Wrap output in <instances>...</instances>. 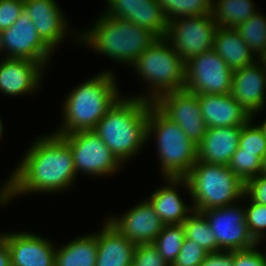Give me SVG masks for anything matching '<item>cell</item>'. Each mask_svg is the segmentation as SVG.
<instances>
[{"instance_id": "5", "label": "cell", "mask_w": 266, "mask_h": 266, "mask_svg": "<svg viewBox=\"0 0 266 266\" xmlns=\"http://www.w3.org/2000/svg\"><path fill=\"white\" fill-rule=\"evenodd\" d=\"M183 186L198 212L235 204L245 192V183L227 165L198 160L184 177Z\"/></svg>"}, {"instance_id": "43", "label": "cell", "mask_w": 266, "mask_h": 266, "mask_svg": "<svg viewBox=\"0 0 266 266\" xmlns=\"http://www.w3.org/2000/svg\"><path fill=\"white\" fill-rule=\"evenodd\" d=\"M259 126L263 129V131L266 135V119Z\"/></svg>"}, {"instance_id": "20", "label": "cell", "mask_w": 266, "mask_h": 266, "mask_svg": "<svg viewBox=\"0 0 266 266\" xmlns=\"http://www.w3.org/2000/svg\"><path fill=\"white\" fill-rule=\"evenodd\" d=\"M207 128L243 126L252 116L229 94L198 95Z\"/></svg>"}, {"instance_id": "3", "label": "cell", "mask_w": 266, "mask_h": 266, "mask_svg": "<svg viewBox=\"0 0 266 266\" xmlns=\"http://www.w3.org/2000/svg\"><path fill=\"white\" fill-rule=\"evenodd\" d=\"M117 85L112 72L102 71L72 89L63 104V124L55 134L93 130L121 97Z\"/></svg>"}, {"instance_id": "9", "label": "cell", "mask_w": 266, "mask_h": 266, "mask_svg": "<svg viewBox=\"0 0 266 266\" xmlns=\"http://www.w3.org/2000/svg\"><path fill=\"white\" fill-rule=\"evenodd\" d=\"M217 28L211 14L180 17L168 21L165 38L186 63L194 56L213 49Z\"/></svg>"}, {"instance_id": "15", "label": "cell", "mask_w": 266, "mask_h": 266, "mask_svg": "<svg viewBox=\"0 0 266 266\" xmlns=\"http://www.w3.org/2000/svg\"><path fill=\"white\" fill-rule=\"evenodd\" d=\"M108 9L104 14L125 19L146 28L158 38L167 33L168 20L158 0H105ZM110 8V9H109Z\"/></svg>"}, {"instance_id": "17", "label": "cell", "mask_w": 266, "mask_h": 266, "mask_svg": "<svg viewBox=\"0 0 266 266\" xmlns=\"http://www.w3.org/2000/svg\"><path fill=\"white\" fill-rule=\"evenodd\" d=\"M10 233V234H9ZM2 233L7 242L12 266H55V245L29 232Z\"/></svg>"}, {"instance_id": "29", "label": "cell", "mask_w": 266, "mask_h": 266, "mask_svg": "<svg viewBox=\"0 0 266 266\" xmlns=\"http://www.w3.org/2000/svg\"><path fill=\"white\" fill-rule=\"evenodd\" d=\"M185 239V229L182 224L164 225L152 243L162 259L171 266L178 256Z\"/></svg>"}, {"instance_id": "30", "label": "cell", "mask_w": 266, "mask_h": 266, "mask_svg": "<svg viewBox=\"0 0 266 266\" xmlns=\"http://www.w3.org/2000/svg\"><path fill=\"white\" fill-rule=\"evenodd\" d=\"M168 21L211 14L212 0H158Z\"/></svg>"}, {"instance_id": "10", "label": "cell", "mask_w": 266, "mask_h": 266, "mask_svg": "<svg viewBox=\"0 0 266 266\" xmlns=\"http://www.w3.org/2000/svg\"><path fill=\"white\" fill-rule=\"evenodd\" d=\"M185 65V90L197 95L231 93L233 70L213 49L194 56Z\"/></svg>"}, {"instance_id": "7", "label": "cell", "mask_w": 266, "mask_h": 266, "mask_svg": "<svg viewBox=\"0 0 266 266\" xmlns=\"http://www.w3.org/2000/svg\"><path fill=\"white\" fill-rule=\"evenodd\" d=\"M131 66L151 87L148 96L139 98L154 102L164 93L185 87V62L165 37L157 38Z\"/></svg>"}, {"instance_id": "44", "label": "cell", "mask_w": 266, "mask_h": 266, "mask_svg": "<svg viewBox=\"0 0 266 266\" xmlns=\"http://www.w3.org/2000/svg\"><path fill=\"white\" fill-rule=\"evenodd\" d=\"M3 124H2V121H1V117H0V139L2 137V134H3Z\"/></svg>"}, {"instance_id": "40", "label": "cell", "mask_w": 266, "mask_h": 266, "mask_svg": "<svg viewBox=\"0 0 266 266\" xmlns=\"http://www.w3.org/2000/svg\"><path fill=\"white\" fill-rule=\"evenodd\" d=\"M0 266H12L7 242L0 234Z\"/></svg>"}, {"instance_id": "14", "label": "cell", "mask_w": 266, "mask_h": 266, "mask_svg": "<svg viewBox=\"0 0 266 266\" xmlns=\"http://www.w3.org/2000/svg\"><path fill=\"white\" fill-rule=\"evenodd\" d=\"M260 64V65H259ZM266 93V61L233 71L231 95L252 117L263 110Z\"/></svg>"}, {"instance_id": "4", "label": "cell", "mask_w": 266, "mask_h": 266, "mask_svg": "<svg viewBox=\"0 0 266 266\" xmlns=\"http://www.w3.org/2000/svg\"><path fill=\"white\" fill-rule=\"evenodd\" d=\"M84 31L77 35L78 40L90 45L96 53L129 66L158 38L148 29L131 21L104 13L97 18L92 28Z\"/></svg>"}, {"instance_id": "28", "label": "cell", "mask_w": 266, "mask_h": 266, "mask_svg": "<svg viewBox=\"0 0 266 266\" xmlns=\"http://www.w3.org/2000/svg\"><path fill=\"white\" fill-rule=\"evenodd\" d=\"M182 225L186 239L195 241L208 253L219 252L215 235L201 212L193 210Z\"/></svg>"}, {"instance_id": "26", "label": "cell", "mask_w": 266, "mask_h": 266, "mask_svg": "<svg viewBox=\"0 0 266 266\" xmlns=\"http://www.w3.org/2000/svg\"><path fill=\"white\" fill-rule=\"evenodd\" d=\"M254 5L253 0H212L211 15L218 27L235 28L257 12Z\"/></svg>"}, {"instance_id": "8", "label": "cell", "mask_w": 266, "mask_h": 266, "mask_svg": "<svg viewBox=\"0 0 266 266\" xmlns=\"http://www.w3.org/2000/svg\"><path fill=\"white\" fill-rule=\"evenodd\" d=\"M69 145L76 175L81 171L91 176H111L122 163L93 131H75L61 136Z\"/></svg>"}, {"instance_id": "35", "label": "cell", "mask_w": 266, "mask_h": 266, "mask_svg": "<svg viewBox=\"0 0 266 266\" xmlns=\"http://www.w3.org/2000/svg\"><path fill=\"white\" fill-rule=\"evenodd\" d=\"M132 266H169L152 244H136Z\"/></svg>"}, {"instance_id": "37", "label": "cell", "mask_w": 266, "mask_h": 266, "mask_svg": "<svg viewBox=\"0 0 266 266\" xmlns=\"http://www.w3.org/2000/svg\"><path fill=\"white\" fill-rule=\"evenodd\" d=\"M248 197L252 202L266 205V175L258 176L245 182L244 198Z\"/></svg>"}, {"instance_id": "42", "label": "cell", "mask_w": 266, "mask_h": 266, "mask_svg": "<svg viewBox=\"0 0 266 266\" xmlns=\"http://www.w3.org/2000/svg\"><path fill=\"white\" fill-rule=\"evenodd\" d=\"M4 51V45H3V40H2V31H0V51Z\"/></svg>"}, {"instance_id": "11", "label": "cell", "mask_w": 266, "mask_h": 266, "mask_svg": "<svg viewBox=\"0 0 266 266\" xmlns=\"http://www.w3.org/2000/svg\"><path fill=\"white\" fill-rule=\"evenodd\" d=\"M201 213L215 235L219 251L244 250L258 245L249 232L244 207L232 204Z\"/></svg>"}, {"instance_id": "33", "label": "cell", "mask_w": 266, "mask_h": 266, "mask_svg": "<svg viewBox=\"0 0 266 266\" xmlns=\"http://www.w3.org/2000/svg\"><path fill=\"white\" fill-rule=\"evenodd\" d=\"M249 202V206L245 208L246 223L252 238L260 244L263 237H266V205L252 202L250 199Z\"/></svg>"}, {"instance_id": "27", "label": "cell", "mask_w": 266, "mask_h": 266, "mask_svg": "<svg viewBox=\"0 0 266 266\" xmlns=\"http://www.w3.org/2000/svg\"><path fill=\"white\" fill-rule=\"evenodd\" d=\"M257 59L266 57V17L256 12L234 28Z\"/></svg>"}, {"instance_id": "18", "label": "cell", "mask_w": 266, "mask_h": 266, "mask_svg": "<svg viewBox=\"0 0 266 266\" xmlns=\"http://www.w3.org/2000/svg\"><path fill=\"white\" fill-rule=\"evenodd\" d=\"M44 67L36 61L22 58H2L0 61V92L9 96L24 95L38 89Z\"/></svg>"}, {"instance_id": "24", "label": "cell", "mask_w": 266, "mask_h": 266, "mask_svg": "<svg viewBox=\"0 0 266 266\" xmlns=\"http://www.w3.org/2000/svg\"><path fill=\"white\" fill-rule=\"evenodd\" d=\"M213 50L226 61L228 67L233 71L256 61L255 55L234 28H217Z\"/></svg>"}, {"instance_id": "39", "label": "cell", "mask_w": 266, "mask_h": 266, "mask_svg": "<svg viewBox=\"0 0 266 266\" xmlns=\"http://www.w3.org/2000/svg\"><path fill=\"white\" fill-rule=\"evenodd\" d=\"M234 251L208 253L200 266H233Z\"/></svg>"}, {"instance_id": "19", "label": "cell", "mask_w": 266, "mask_h": 266, "mask_svg": "<svg viewBox=\"0 0 266 266\" xmlns=\"http://www.w3.org/2000/svg\"><path fill=\"white\" fill-rule=\"evenodd\" d=\"M24 9L41 39L54 51L68 33V24L55 0H24Z\"/></svg>"}, {"instance_id": "36", "label": "cell", "mask_w": 266, "mask_h": 266, "mask_svg": "<svg viewBox=\"0 0 266 266\" xmlns=\"http://www.w3.org/2000/svg\"><path fill=\"white\" fill-rule=\"evenodd\" d=\"M24 10V0H0V31L11 27Z\"/></svg>"}, {"instance_id": "21", "label": "cell", "mask_w": 266, "mask_h": 266, "mask_svg": "<svg viewBox=\"0 0 266 266\" xmlns=\"http://www.w3.org/2000/svg\"><path fill=\"white\" fill-rule=\"evenodd\" d=\"M242 126L207 128L198 146V161L228 165L239 146Z\"/></svg>"}, {"instance_id": "16", "label": "cell", "mask_w": 266, "mask_h": 266, "mask_svg": "<svg viewBox=\"0 0 266 266\" xmlns=\"http://www.w3.org/2000/svg\"><path fill=\"white\" fill-rule=\"evenodd\" d=\"M107 221L135 244L153 243L164 224L148 200L139 202L123 216L110 217Z\"/></svg>"}, {"instance_id": "13", "label": "cell", "mask_w": 266, "mask_h": 266, "mask_svg": "<svg viewBox=\"0 0 266 266\" xmlns=\"http://www.w3.org/2000/svg\"><path fill=\"white\" fill-rule=\"evenodd\" d=\"M6 58H22L39 62L44 68L53 50L41 39L25 9L18 20L2 31ZM48 61V62H47Z\"/></svg>"}, {"instance_id": "32", "label": "cell", "mask_w": 266, "mask_h": 266, "mask_svg": "<svg viewBox=\"0 0 266 266\" xmlns=\"http://www.w3.org/2000/svg\"><path fill=\"white\" fill-rule=\"evenodd\" d=\"M253 118L242 126L239 138L241 152L255 153L262 160L266 154V135L257 124L253 125Z\"/></svg>"}, {"instance_id": "2", "label": "cell", "mask_w": 266, "mask_h": 266, "mask_svg": "<svg viewBox=\"0 0 266 266\" xmlns=\"http://www.w3.org/2000/svg\"><path fill=\"white\" fill-rule=\"evenodd\" d=\"M120 97L96 124L93 131L123 164L135 156L147 141L150 101Z\"/></svg>"}, {"instance_id": "22", "label": "cell", "mask_w": 266, "mask_h": 266, "mask_svg": "<svg viewBox=\"0 0 266 266\" xmlns=\"http://www.w3.org/2000/svg\"><path fill=\"white\" fill-rule=\"evenodd\" d=\"M135 247L106 220L97 233L96 266H132Z\"/></svg>"}, {"instance_id": "38", "label": "cell", "mask_w": 266, "mask_h": 266, "mask_svg": "<svg viewBox=\"0 0 266 266\" xmlns=\"http://www.w3.org/2000/svg\"><path fill=\"white\" fill-rule=\"evenodd\" d=\"M257 245L250 249L234 251L233 266H266V256L256 249Z\"/></svg>"}, {"instance_id": "23", "label": "cell", "mask_w": 266, "mask_h": 266, "mask_svg": "<svg viewBox=\"0 0 266 266\" xmlns=\"http://www.w3.org/2000/svg\"><path fill=\"white\" fill-rule=\"evenodd\" d=\"M164 179L166 182L168 181V184L156 189L147 200L164 225L182 224L193 212V206H187L177 192V188L184 184V178L168 177Z\"/></svg>"}, {"instance_id": "41", "label": "cell", "mask_w": 266, "mask_h": 266, "mask_svg": "<svg viewBox=\"0 0 266 266\" xmlns=\"http://www.w3.org/2000/svg\"><path fill=\"white\" fill-rule=\"evenodd\" d=\"M261 173L266 175V154L265 157L263 158Z\"/></svg>"}, {"instance_id": "12", "label": "cell", "mask_w": 266, "mask_h": 266, "mask_svg": "<svg viewBox=\"0 0 266 266\" xmlns=\"http://www.w3.org/2000/svg\"><path fill=\"white\" fill-rule=\"evenodd\" d=\"M153 104L175 122L195 144L203 139L207 126L202 117L198 95L185 89L159 96Z\"/></svg>"}, {"instance_id": "34", "label": "cell", "mask_w": 266, "mask_h": 266, "mask_svg": "<svg viewBox=\"0 0 266 266\" xmlns=\"http://www.w3.org/2000/svg\"><path fill=\"white\" fill-rule=\"evenodd\" d=\"M207 254L208 252L198 243L185 238L181 250L171 266H200Z\"/></svg>"}, {"instance_id": "1", "label": "cell", "mask_w": 266, "mask_h": 266, "mask_svg": "<svg viewBox=\"0 0 266 266\" xmlns=\"http://www.w3.org/2000/svg\"><path fill=\"white\" fill-rule=\"evenodd\" d=\"M1 186L0 204L12 198L35 192H61L76 180L72 151L59 135L38 137L31 144L18 167ZM74 180V181H73Z\"/></svg>"}, {"instance_id": "31", "label": "cell", "mask_w": 266, "mask_h": 266, "mask_svg": "<svg viewBox=\"0 0 266 266\" xmlns=\"http://www.w3.org/2000/svg\"><path fill=\"white\" fill-rule=\"evenodd\" d=\"M262 162L255 153L241 152L238 146L227 166L245 183L261 173Z\"/></svg>"}, {"instance_id": "6", "label": "cell", "mask_w": 266, "mask_h": 266, "mask_svg": "<svg viewBox=\"0 0 266 266\" xmlns=\"http://www.w3.org/2000/svg\"><path fill=\"white\" fill-rule=\"evenodd\" d=\"M157 138L158 158L164 178H184L198 159V146L184 131L150 103L147 118V141Z\"/></svg>"}, {"instance_id": "25", "label": "cell", "mask_w": 266, "mask_h": 266, "mask_svg": "<svg viewBox=\"0 0 266 266\" xmlns=\"http://www.w3.org/2000/svg\"><path fill=\"white\" fill-rule=\"evenodd\" d=\"M97 232L74 238L56 249L55 266H96Z\"/></svg>"}]
</instances>
